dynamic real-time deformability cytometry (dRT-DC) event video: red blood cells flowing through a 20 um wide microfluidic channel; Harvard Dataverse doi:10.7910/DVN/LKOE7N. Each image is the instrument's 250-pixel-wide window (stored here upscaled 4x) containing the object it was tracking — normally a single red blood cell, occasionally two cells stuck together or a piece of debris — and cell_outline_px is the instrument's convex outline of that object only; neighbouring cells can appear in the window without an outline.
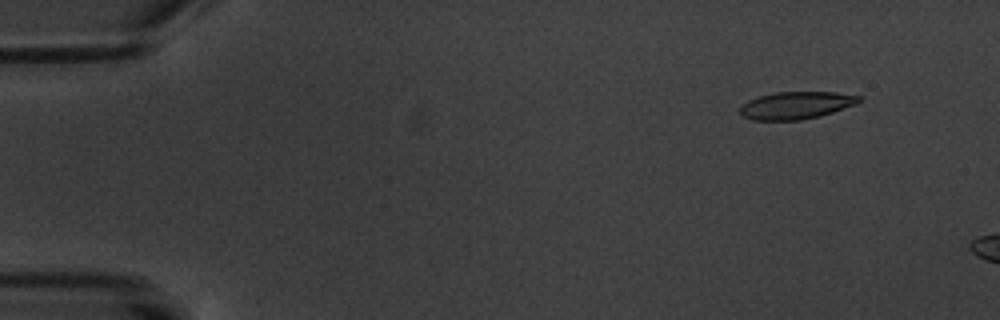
{"species": "common noctule bat (a hibernating species)", "species_latin": "Nyctalus noctula", "temperature_condition": "warm", "stored_images_in_passage": 4, "camera_frame_rate_fps": 3000, "um_per_image_px": 0.085, "animal": {"sex": "male", "body_mass_g": 20.1, "forearm_length_mm": 53.5}, "frame": {"image": 1, "passage_image": 1, "time_ms": 0.0, "image_size_px": [1000, 320], "cell_outline_px": [[864, 100], [856, 104], [820, 116], [800, 120], [752, 120], [744, 116], [740, 112], [740, 108], [748, 100], [760, 96], [776, 92], [836, 92], [860, 96]], "centroid_in_image_um": [67.71, 8.95], "position_along_channel_um": 17.3, "area_um2": 18.9}}